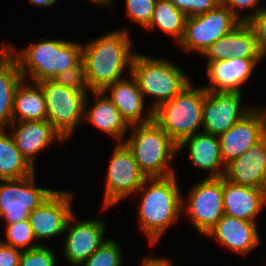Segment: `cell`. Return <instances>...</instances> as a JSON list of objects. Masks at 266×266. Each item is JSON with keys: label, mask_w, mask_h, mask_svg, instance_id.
Here are the masks:
<instances>
[{"label": "cell", "mask_w": 266, "mask_h": 266, "mask_svg": "<svg viewBox=\"0 0 266 266\" xmlns=\"http://www.w3.org/2000/svg\"><path fill=\"white\" fill-rule=\"evenodd\" d=\"M126 29L109 32L82 46V60L90 91H104L122 79V73L131 69L132 53L130 33Z\"/></svg>", "instance_id": "6da1fadb"}, {"label": "cell", "mask_w": 266, "mask_h": 266, "mask_svg": "<svg viewBox=\"0 0 266 266\" xmlns=\"http://www.w3.org/2000/svg\"><path fill=\"white\" fill-rule=\"evenodd\" d=\"M174 175L146 178L138 190L141 203L138 217L141 231L147 235L150 245L158 242L167 228L178 220L186 205ZM147 184V186H146ZM150 184V185H149Z\"/></svg>", "instance_id": "7a4b0ae2"}, {"label": "cell", "mask_w": 266, "mask_h": 266, "mask_svg": "<svg viewBox=\"0 0 266 266\" xmlns=\"http://www.w3.org/2000/svg\"><path fill=\"white\" fill-rule=\"evenodd\" d=\"M10 55L18 64L25 80L38 84L54 80L56 75L75 67L82 60V45L66 40H43L17 52L10 46Z\"/></svg>", "instance_id": "3957f363"}, {"label": "cell", "mask_w": 266, "mask_h": 266, "mask_svg": "<svg viewBox=\"0 0 266 266\" xmlns=\"http://www.w3.org/2000/svg\"><path fill=\"white\" fill-rule=\"evenodd\" d=\"M131 136L124 141L133 153L140 171L147 178L176 174L169 163L178 152V145L154 121L132 125Z\"/></svg>", "instance_id": "277c9868"}, {"label": "cell", "mask_w": 266, "mask_h": 266, "mask_svg": "<svg viewBox=\"0 0 266 266\" xmlns=\"http://www.w3.org/2000/svg\"><path fill=\"white\" fill-rule=\"evenodd\" d=\"M191 85L153 110V120L177 145L198 133V127H202L206 90Z\"/></svg>", "instance_id": "5b68a950"}, {"label": "cell", "mask_w": 266, "mask_h": 266, "mask_svg": "<svg viewBox=\"0 0 266 266\" xmlns=\"http://www.w3.org/2000/svg\"><path fill=\"white\" fill-rule=\"evenodd\" d=\"M130 73L144 97L156 98L151 105L152 110L174 98L191 83L182 69L173 62L139 53L133 57Z\"/></svg>", "instance_id": "8992f818"}, {"label": "cell", "mask_w": 266, "mask_h": 266, "mask_svg": "<svg viewBox=\"0 0 266 266\" xmlns=\"http://www.w3.org/2000/svg\"><path fill=\"white\" fill-rule=\"evenodd\" d=\"M38 84L45 97L46 120L64 140L69 139L79 122L84 119L85 100L89 91L68 88L54 80Z\"/></svg>", "instance_id": "52a82bcc"}, {"label": "cell", "mask_w": 266, "mask_h": 266, "mask_svg": "<svg viewBox=\"0 0 266 266\" xmlns=\"http://www.w3.org/2000/svg\"><path fill=\"white\" fill-rule=\"evenodd\" d=\"M241 21L221 2L203 14L187 17L184 34L178 45L186 51L196 50L200 55L218 39L227 35Z\"/></svg>", "instance_id": "ba28073f"}, {"label": "cell", "mask_w": 266, "mask_h": 266, "mask_svg": "<svg viewBox=\"0 0 266 266\" xmlns=\"http://www.w3.org/2000/svg\"><path fill=\"white\" fill-rule=\"evenodd\" d=\"M35 172L25 178L2 179L0 183V217L6 224L29 218V214L56 190L37 187Z\"/></svg>", "instance_id": "9c48e42d"}, {"label": "cell", "mask_w": 266, "mask_h": 266, "mask_svg": "<svg viewBox=\"0 0 266 266\" xmlns=\"http://www.w3.org/2000/svg\"><path fill=\"white\" fill-rule=\"evenodd\" d=\"M109 162L102 210L114 206L134 192L138 193L147 178L125 143L116 144Z\"/></svg>", "instance_id": "30bf717a"}, {"label": "cell", "mask_w": 266, "mask_h": 266, "mask_svg": "<svg viewBox=\"0 0 266 266\" xmlns=\"http://www.w3.org/2000/svg\"><path fill=\"white\" fill-rule=\"evenodd\" d=\"M186 215L196 230L206 235L225 215L223 208V177L200 180L187 198Z\"/></svg>", "instance_id": "8fae6325"}, {"label": "cell", "mask_w": 266, "mask_h": 266, "mask_svg": "<svg viewBox=\"0 0 266 266\" xmlns=\"http://www.w3.org/2000/svg\"><path fill=\"white\" fill-rule=\"evenodd\" d=\"M266 135V110L252 107L230 129L218 136L224 166L235 160Z\"/></svg>", "instance_id": "7c38bea8"}, {"label": "cell", "mask_w": 266, "mask_h": 266, "mask_svg": "<svg viewBox=\"0 0 266 266\" xmlns=\"http://www.w3.org/2000/svg\"><path fill=\"white\" fill-rule=\"evenodd\" d=\"M238 92L207 91L203 105L202 128L205 133L219 136L226 132L252 108L240 105Z\"/></svg>", "instance_id": "4fadbf2b"}, {"label": "cell", "mask_w": 266, "mask_h": 266, "mask_svg": "<svg viewBox=\"0 0 266 266\" xmlns=\"http://www.w3.org/2000/svg\"><path fill=\"white\" fill-rule=\"evenodd\" d=\"M67 191H55L45 202L29 214V222L37 240L52 238L66 233V225L73 214L71 199Z\"/></svg>", "instance_id": "5bb4252c"}, {"label": "cell", "mask_w": 266, "mask_h": 266, "mask_svg": "<svg viewBox=\"0 0 266 266\" xmlns=\"http://www.w3.org/2000/svg\"><path fill=\"white\" fill-rule=\"evenodd\" d=\"M71 219H76L74 213L66 225V229H69L65 235L63 252L71 265L80 266L107 240L104 239L105 222L87 219L72 225Z\"/></svg>", "instance_id": "9a60e30c"}, {"label": "cell", "mask_w": 266, "mask_h": 266, "mask_svg": "<svg viewBox=\"0 0 266 266\" xmlns=\"http://www.w3.org/2000/svg\"><path fill=\"white\" fill-rule=\"evenodd\" d=\"M223 177L234 184L266 189V135L227 164Z\"/></svg>", "instance_id": "2e32d148"}, {"label": "cell", "mask_w": 266, "mask_h": 266, "mask_svg": "<svg viewBox=\"0 0 266 266\" xmlns=\"http://www.w3.org/2000/svg\"><path fill=\"white\" fill-rule=\"evenodd\" d=\"M262 58H235L218 60L207 64L210 86H203L207 91L242 93L241 85L251 76Z\"/></svg>", "instance_id": "e0dca14e"}, {"label": "cell", "mask_w": 266, "mask_h": 266, "mask_svg": "<svg viewBox=\"0 0 266 266\" xmlns=\"http://www.w3.org/2000/svg\"><path fill=\"white\" fill-rule=\"evenodd\" d=\"M9 126L14 128L11 135L16 147L33 168L38 152L57 140L65 141L47 120L12 122Z\"/></svg>", "instance_id": "ac0fdd59"}, {"label": "cell", "mask_w": 266, "mask_h": 266, "mask_svg": "<svg viewBox=\"0 0 266 266\" xmlns=\"http://www.w3.org/2000/svg\"><path fill=\"white\" fill-rule=\"evenodd\" d=\"M266 207V189L239 185L223 177V208L227 216L255 221Z\"/></svg>", "instance_id": "d6986e66"}, {"label": "cell", "mask_w": 266, "mask_h": 266, "mask_svg": "<svg viewBox=\"0 0 266 266\" xmlns=\"http://www.w3.org/2000/svg\"><path fill=\"white\" fill-rule=\"evenodd\" d=\"M256 222L224 215L206 234L233 252L247 254L259 243Z\"/></svg>", "instance_id": "ffe728a7"}, {"label": "cell", "mask_w": 266, "mask_h": 266, "mask_svg": "<svg viewBox=\"0 0 266 266\" xmlns=\"http://www.w3.org/2000/svg\"><path fill=\"white\" fill-rule=\"evenodd\" d=\"M108 91L111 94L108 97L129 126L153 120V110L151 107H149L148 113L145 116L143 115L145 98L138 87L136 79L132 75L129 80L122 78L109 85L104 92L107 94Z\"/></svg>", "instance_id": "44dd1931"}, {"label": "cell", "mask_w": 266, "mask_h": 266, "mask_svg": "<svg viewBox=\"0 0 266 266\" xmlns=\"http://www.w3.org/2000/svg\"><path fill=\"white\" fill-rule=\"evenodd\" d=\"M188 146L191 162L210 174L206 178H221L225 166L222 161L220 141L218 136L205 132L196 133L178 145V151ZM222 168V169H221Z\"/></svg>", "instance_id": "7402d4cb"}, {"label": "cell", "mask_w": 266, "mask_h": 266, "mask_svg": "<svg viewBox=\"0 0 266 266\" xmlns=\"http://www.w3.org/2000/svg\"><path fill=\"white\" fill-rule=\"evenodd\" d=\"M92 94L97 98V101L90 105L91 108L87 107L88 95L86 96L84 118L89 119L91 124L104 133L113 136L112 138H115L118 143H124L122 139L129 129L127 128L129 125L104 91H92Z\"/></svg>", "instance_id": "603a6c76"}, {"label": "cell", "mask_w": 266, "mask_h": 266, "mask_svg": "<svg viewBox=\"0 0 266 266\" xmlns=\"http://www.w3.org/2000/svg\"><path fill=\"white\" fill-rule=\"evenodd\" d=\"M23 80L17 87L12 111V122L46 120V103L42 88L32 82L31 86Z\"/></svg>", "instance_id": "cb8c5ba5"}, {"label": "cell", "mask_w": 266, "mask_h": 266, "mask_svg": "<svg viewBox=\"0 0 266 266\" xmlns=\"http://www.w3.org/2000/svg\"><path fill=\"white\" fill-rule=\"evenodd\" d=\"M23 80L17 62L9 54L0 63V128L12 123L15 92Z\"/></svg>", "instance_id": "d4e9b609"}, {"label": "cell", "mask_w": 266, "mask_h": 266, "mask_svg": "<svg viewBox=\"0 0 266 266\" xmlns=\"http://www.w3.org/2000/svg\"><path fill=\"white\" fill-rule=\"evenodd\" d=\"M0 128V180L19 179L32 175L35 169L23 157L16 147L10 133Z\"/></svg>", "instance_id": "484cf974"}, {"label": "cell", "mask_w": 266, "mask_h": 266, "mask_svg": "<svg viewBox=\"0 0 266 266\" xmlns=\"http://www.w3.org/2000/svg\"><path fill=\"white\" fill-rule=\"evenodd\" d=\"M187 16L168 0H156L154 12L149 26L146 29H154L158 26L166 34L176 39L178 44L184 34Z\"/></svg>", "instance_id": "4316f807"}, {"label": "cell", "mask_w": 266, "mask_h": 266, "mask_svg": "<svg viewBox=\"0 0 266 266\" xmlns=\"http://www.w3.org/2000/svg\"><path fill=\"white\" fill-rule=\"evenodd\" d=\"M230 47L235 58H263L254 32L246 22H241L230 32Z\"/></svg>", "instance_id": "83f0119b"}, {"label": "cell", "mask_w": 266, "mask_h": 266, "mask_svg": "<svg viewBox=\"0 0 266 266\" xmlns=\"http://www.w3.org/2000/svg\"><path fill=\"white\" fill-rule=\"evenodd\" d=\"M6 225V238L8 242L3 241V243L16 249L24 247V249H22L24 251L41 245L40 243L31 244V241L36 239V237L33 233L29 219Z\"/></svg>", "instance_id": "f1b7e54d"}, {"label": "cell", "mask_w": 266, "mask_h": 266, "mask_svg": "<svg viewBox=\"0 0 266 266\" xmlns=\"http://www.w3.org/2000/svg\"><path fill=\"white\" fill-rule=\"evenodd\" d=\"M120 248L115 240L107 239L80 266H121L123 254Z\"/></svg>", "instance_id": "f546056e"}, {"label": "cell", "mask_w": 266, "mask_h": 266, "mask_svg": "<svg viewBox=\"0 0 266 266\" xmlns=\"http://www.w3.org/2000/svg\"><path fill=\"white\" fill-rule=\"evenodd\" d=\"M156 0H126V14L145 29L149 26Z\"/></svg>", "instance_id": "4dcf8cb0"}, {"label": "cell", "mask_w": 266, "mask_h": 266, "mask_svg": "<svg viewBox=\"0 0 266 266\" xmlns=\"http://www.w3.org/2000/svg\"><path fill=\"white\" fill-rule=\"evenodd\" d=\"M54 81L65 87L76 89L78 91L90 90L86 80L83 60H81L75 67L56 75Z\"/></svg>", "instance_id": "1f68e13d"}, {"label": "cell", "mask_w": 266, "mask_h": 266, "mask_svg": "<svg viewBox=\"0 0 266 266\" xmlns=\"http://www.w3.org/2000/svg\"><path fill=\"white\" fill-rule=\"evenodd\" d=\"M56 256L53 251L46 245H39L38 247L22 250L19 266H55Z\"/></svg>", "instance_id": "d6a6232c"}, {"label": "cell", "mask_w": 266, "mask_h": 266, "mask_svg": "<svg viewBox=\"0 0 266 266\" xmlns=\"http://www.w3.org/2000/svg\"><path fill=\"white\" fill-rule=\"evenodd\" d=\"M187 17L196 16L214 9L221 0H168Z\"/></svg>", "instance_id": "836d02e7"}, {"label": "cell", "mask_w": 266, "mask_h": 266, "mask_svg": "<svg viewBox=\"0 0 266 266\" xmlns=\"http://www.w3.org/2000/svg\"><path fill=\"white\" fill-rule=\"evenodd\" d=\"M246 23L254 32L257 47L264 57L266 55V8L261 9L255 16L249 18Z\"/></svg>", "instance_id": "e575fe53"}, {"label": "cell", "mask_w": 266, "mask_h": 266, "mask_svg": "<svg viewBox=\"0 0 266 266\" xmlns=\"http://www.w3.org/2000/svg\"><path fill=\"white\" fill-rule=\"evenodd\" d=\"M208 58L207 64L218 60H226L232 57L230 47V32L218 39L215 43L211 44L203 54Z\"/></svg>", "instance_id": "d590c367"}, {"label": "cell", "mask_w": 266, "mask_h": 266, "mask_svg": "<svg viewBox=\"0 0 266 266\" xmlns=\"http://www.w3.org/2000/svg\"><path fill=\"white\" fill-rule=\"evenodd\" d=\"M261 0H221V2L241 21V22H246L249 18L252 16H255L261 9L260 8V2ZM259 5V6H257ZM259 7V8H258ZM238 8L240 10L242 9H253L254 8V13H250L246 17H240L238 14ZM237 9V10H236Z\"/></svg>", "instance_id": "8d00e7d4"}, {"label": "cell", "mask_w": 266, "mask_h": 266, "mask_svg": "<svg viewBox=\"0 0 266 266\" xmlns=\"http://www.w3.org/2000/svg\"><path fill=\"white\" fill-rule=\"evenodd\" d=\"M22 250L0 241V266H19Z\"/></svg>", "instance_id": "74e56055"}, {"label": "cell", "mask_w": 266, "mask_h": 266, "mask_svg": "<svg viewBox=\"0 0 266 266\" xmlns=\"http://www.w3.org/2000/svg\"><path fill=\"white\" fill-rule=\"evenodd\" d=\"M140 266H173L170 259L167 258H156V257H145Z\"/></svg>", "instance_id": "f35d334b"}, {"label": "cell", "mask_w": 266, "mask_h": 266, "mask_svg": "<svg viewBox=\"0 0 266 266\" xmlns=\"http://www.w3.org/2000/svg\"><path fill=\"white\" fill-rule=\"evenodd\" d=\"M30 3L37 5V7H51L53 6L57 0H29Z\"/></svg>", "instance_id": "ab89813d"}, {"label": "cell", "mask_w": 266, "mask_h": 266, "mask_svg": "<svg viewBox=\"0 0 266 266\" xmlns=\"http://www.w3.org/2000/svg\"><path fill=\"white\" fill-rule=\"evenodd\" d=\"M10 54V47L9 45H2L0 50V63Z\"/></svg>", "instance_id": "60d3db41"}, {"label": "cell", "mask_w": 266, "mask_h": 266, "mask_svg": "<svg viewBox=\"0 0 266 266\" xmlns=\"http://www.w3.org/2000/svg\"><path fill=\"white\" fill-rule=\"evenodd\" d=\"M91 2H93L94 4H102L108 7H112V2L113 0H90Z\"/></svg>", "instance_id": "b9f144b4"}]
</instances>
